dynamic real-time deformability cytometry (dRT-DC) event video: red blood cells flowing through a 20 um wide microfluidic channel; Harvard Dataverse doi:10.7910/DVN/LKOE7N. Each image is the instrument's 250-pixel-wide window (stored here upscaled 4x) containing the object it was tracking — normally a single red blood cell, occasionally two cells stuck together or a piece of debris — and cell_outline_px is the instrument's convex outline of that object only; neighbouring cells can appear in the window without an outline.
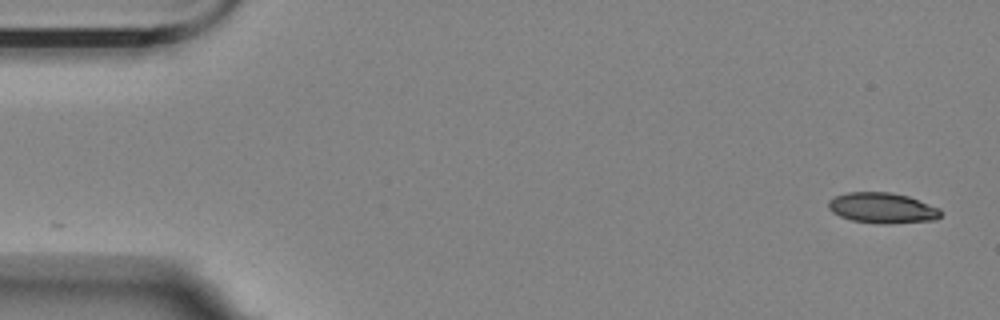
{"species": "Egyptian fruit bat (a non-hibernating species)", "species_latin": "Rousettus aegyptiacus", "temperature_condition": "room temperature", "stored_images_in_passage": 56, "camera_frame_rate_fps": 3000, "um_per_image_px": 0.085, "animal": {"sex": "female"}, "frame": {"image": 1, "passage_image": 1, "time_ms": 0.0, "image_size_px": [1000, 320], "cell_outline_px": [[940, 216], [936, 220], [888, 224], [876, 224], [852, 220], [840, 216], [832, 212], [828, 208], [828, 200], [836, 196], [848, 192], [888, 192], [908, 196], [940, 208]], "centroid_in_image_um": [74.99, 17.68], "position_along_channel_um": 10.0, "area_um2": 20.06}}
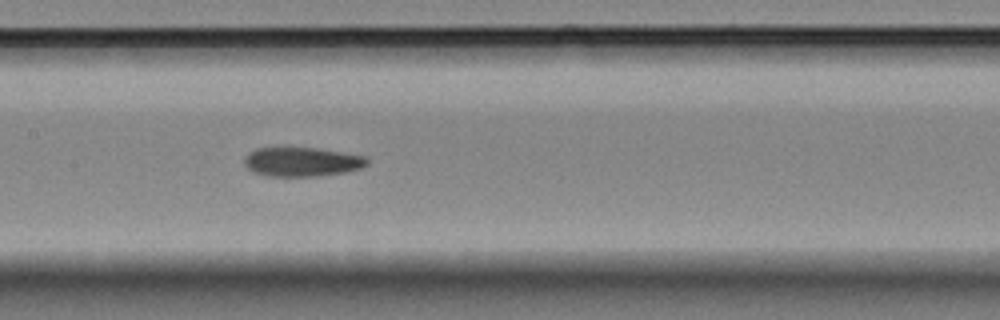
{"frame": {"image": 2, "passage_image": 26, "time_ms": 8.333, "image_size_px": [1000, 320], "cell_outline_px": [[368, 164], [360, 168], [344, 172], [316, 176], [268, 176], [256, 172], [248, 168], [244, 164], [244, 156], [248, 152], [256, 148], [316, 148], [364, 156], [368, 160]], "centroid_in_image_um": [25.63, 13.75], "position_along_channel_um": 181.8, "area_um2": 20.63}}
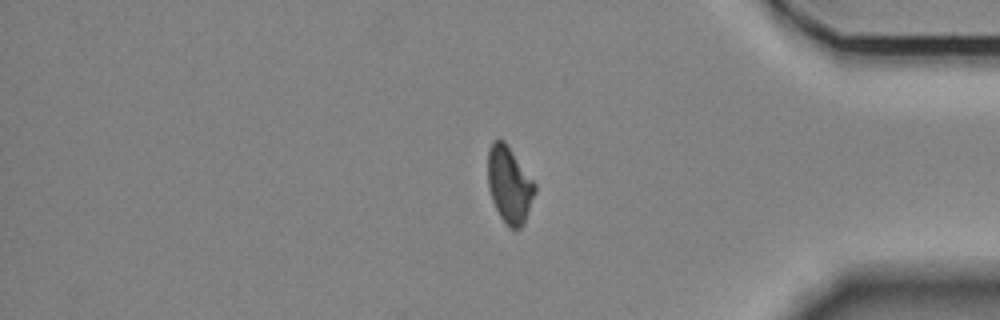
{"frame": {"image": 3, "passage_image": 46, "time_ms": 15.0, "image_size_px": [1000, 320], "cell_outline_px": [[536, 192], [524, 224], [520, 228], [508, 228], [500, 216], [492, 200], [488, 188], [488, 148], [492, 140], [504, 140], [536, 184]], "centroid_in_image_um": [43.29, 15.71], "position_along_channel_um": 391.9, "area_um2": 21.04}, "authors_computed_cell_mechanics": {"area_um2": 21.2126, "velocity_mm_per_s": 3.5138, "shape_relaxation_time_tau1_ms": null, "shape_relaxation_time_tau2_ms": 3.1567, "deformation_change_tau1": null, "deformation_change_tau2": 0.0848}}